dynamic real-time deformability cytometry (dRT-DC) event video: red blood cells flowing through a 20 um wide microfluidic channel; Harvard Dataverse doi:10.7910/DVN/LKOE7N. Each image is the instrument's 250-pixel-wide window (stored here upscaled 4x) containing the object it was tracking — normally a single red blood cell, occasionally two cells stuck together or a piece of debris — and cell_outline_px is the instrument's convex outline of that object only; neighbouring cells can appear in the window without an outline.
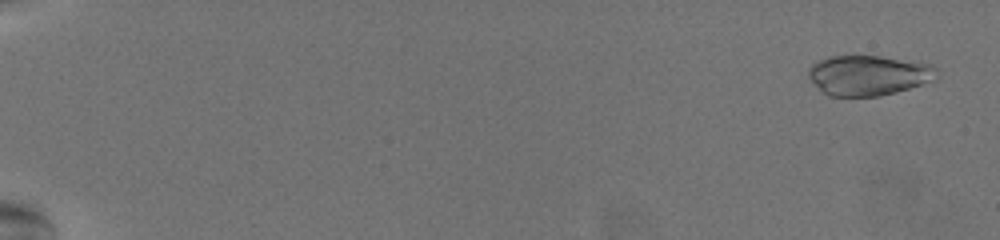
{"species": "common noctule bat (a hibernating species)", "species_latin": "Nyctalus noctula", "temperature_condition": "warm", "stored_images_in_passage": 59, "camera_frame_rate_fps": 3000, "um_per_image_px": 0.085, "animal": {"sex": "female", "body_mass_g": 19.5, "forearm_length_mm": 54.1}, "frame": {"image": 1, "passage_image": 3, "time_ms": 0.667, "image_size_px": [1000, 240], "cell_outline_px": [[936, 80], [896, 92], [880, 96], [828, 96], [808, 76], [808, 68], [816, 60], [828, 56], [880, 56], [932, 64], [936, 68]], "centroid_in_image_um": [73.82, 6.39], "position_along_channel_um": 11.2, "area_um2": 30.0}}
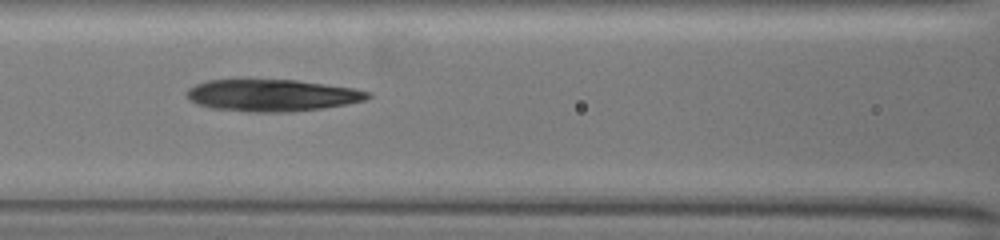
{"frame": {"image": 2, "passage_image": 30, "time_ms": 9.667, "image_size_px": [1000, 240], "cell_outline_px": [[372, 96], [364, 100], [348, 104], [324, 108], [292, 112], [248, 112], [212, 108], [196, 104], [188, 96], [188, 88], [196, 84], [208, 80], [296, 80], [352, 88], [368, 92]], "centroid_in_image_um": [23.13, 8.11], "position_along_channel_um": 143.5, "area_um2": 33.47}}
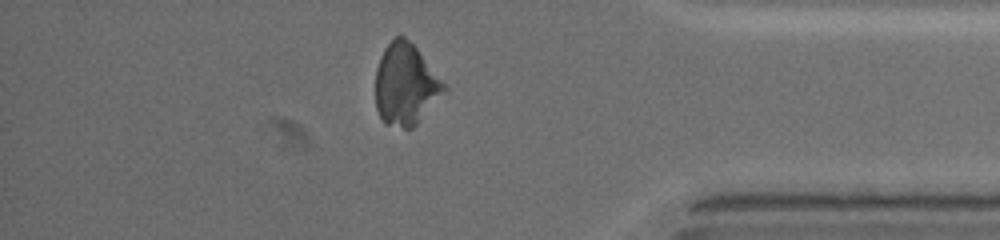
{"frame": {"image": 3, "passage_image": 52, "time_ms": 17.0, "image_size_px": [1000, 240], "cell_outline_px": [[448, 88], [416, 124], [412, 128], [404, 128], [384, 124], [376, 108], [376, 68], [380, 56], [384, 48], [396, 36], [404, 36], [416, 48]], "centroid_in_image_um": [34.45, 7.19], "position_along_channel_um": 400.8, "area_um2": 32.08}}